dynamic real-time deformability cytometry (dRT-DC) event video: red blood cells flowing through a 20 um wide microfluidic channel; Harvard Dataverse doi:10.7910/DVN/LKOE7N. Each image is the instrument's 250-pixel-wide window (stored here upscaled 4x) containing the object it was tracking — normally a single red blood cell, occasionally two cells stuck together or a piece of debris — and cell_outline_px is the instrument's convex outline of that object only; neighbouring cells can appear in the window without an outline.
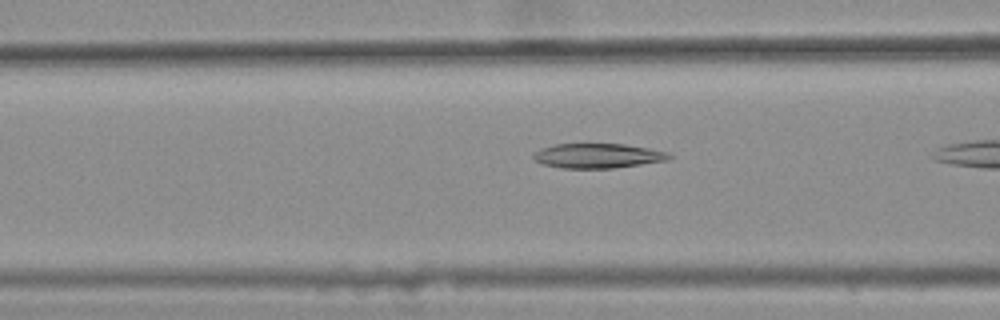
{"species": "common noctule bat (a hibernating species)", "species_latin": "Nyctalus noctula", "temperature_condition": "warm", "stored_images_in_passage": 17, "camera_frame_rate_fps": 3000, "um_per_image_px": 0.085, "animal": {"sex": "female", "body_mass_g": 25.1}, "frame": {"image": 1, "passage_image": 6, "time_ms": 1.667, "image_size_px": [1000, 320], "cell_outline_px": [[672, 156], [668, 160], [612, 168], [560, 168], [540, 164], [532, 160], [532, 156], [540, 148], [556, 144], [624, 144], [648, 148], [668, 152]], "centroid_in_image_um": [50.75, 13.24], "position_along_channel_um": 115.8, "area_um2": 19.54}}